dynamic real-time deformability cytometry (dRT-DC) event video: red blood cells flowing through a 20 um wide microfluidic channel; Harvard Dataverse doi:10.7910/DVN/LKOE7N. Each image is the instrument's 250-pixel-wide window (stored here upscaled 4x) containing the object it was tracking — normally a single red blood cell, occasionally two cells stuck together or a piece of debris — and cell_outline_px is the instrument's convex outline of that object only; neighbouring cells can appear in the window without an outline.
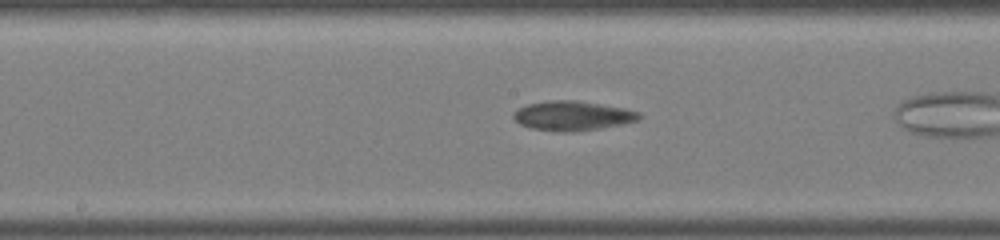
{"species": "common noctule bat (a hibernating species)", "species_latin": "Nyctalus noctula", "temperature_condition": "warm", "stored_images_in_passage": 20, "camera_frame_rate_fps": 3000, "um_per_image_px": 0.085, "animal": {"sex": "male", "body_mass_g": 19.0, "forearm_length_mm": 50.8}, "frame": {"image": 1, "passage_image": 9, "time_ms": 2.667, "image_size_px": [1000, 240], "cell_outline_px": [[640, 116], [636, 120], [620, 124], [600, 128], [564, 132], [532, 128], [520, 124], [512, 116], [520, 108], [528, 104], [548, 100], [576, 100], [624, 108], [640, 112]], "centroid_in_image_um": [48.65, 9.82], "position_along_channel_um": 199.5, "area_um2": 21.1}}